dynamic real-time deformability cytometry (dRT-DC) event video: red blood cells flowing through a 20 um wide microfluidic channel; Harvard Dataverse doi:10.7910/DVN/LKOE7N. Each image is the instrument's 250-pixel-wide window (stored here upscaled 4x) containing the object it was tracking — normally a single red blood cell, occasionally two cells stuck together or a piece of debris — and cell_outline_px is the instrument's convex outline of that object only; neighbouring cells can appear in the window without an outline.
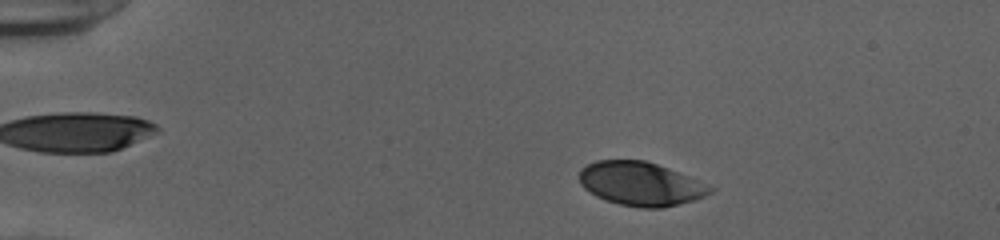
{"species": "human", "species_latin": "Homo sapiens", "temperature_condition": "cold", "stored_images_in_passage": 50, "camera_frame_rate_fps": 3000, "um_per_image_px": 0.085, "donor": {"sex": "female"}, "frame": {"image": 1, "passage_image": 7, "time_ms": 2.0, "image_size_px": [1000, 240], "cell_outline_px": [[716, 188], [712, 192], [704, 196], [692, 200], [664, 208], [640, 208], [620, 204], [604, 200], [596, 196], [584, 188], [580, 184], [580, 168], [596, 160], [644, 160], [668, 168], [688, 176]], "centroid_in_image_um": [54.44, 15.63], "position_along_channel_um": 30.6, "area_um2": 33.23}}
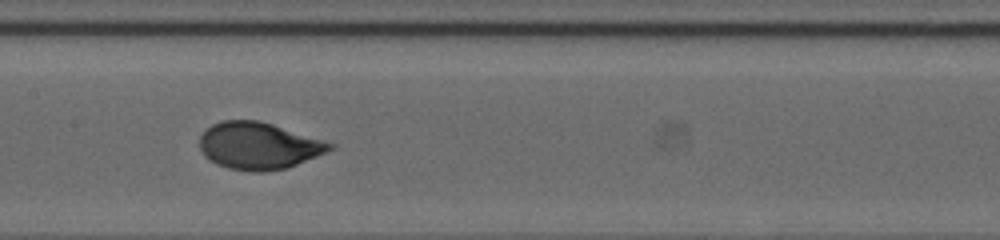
{"frame": {"image": 2, "passage_image": 25, "time_ms": 8.0, "image_size_px": [1000, 240], "cell_outline_px": [[336, 144], [332, 148], [316, 156], [288, 168], [264, 172], [252, 172], [228, 168], [216, 164], [208, 160], [204, 156], [200, 148], [200, 136], [212, 124], [220, 120], [260, 120]], "centroid_in_image_um": [21.95, 12.39], "position_along_channel_um": 185.4, "area_um2": 35.66}}
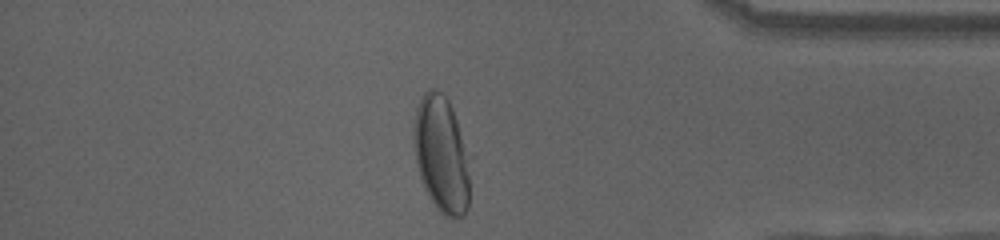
{"frame": {"image": 3, "passage_image": 43, "time_ms": 14.0, "image_size_px": [1000, 240], "cell_outline_px": [[472, 156], [468, 208], [464, 216], [444, 216], [436, 208], [428, 196], [424, 188], [416, 164], [412, 144], [412, 128], [416, 108], [424, 92], [428, 88], [436, 88], [448, 100], [452, 108]], "centroid_in_image_um": [37.55, 13.11], "position_along_channel_um": 397.7, "area_um2": 39.59}, "authors_computed_cell_mechanics": {"area_um2": 35.2002, "velocity_mm_per_s": 3.8942, "shape_relaxation_time_tau1_ms": 3.4285, "shape_relaxation_time_tau2_ms": null, "deformation_change_tau1": 0.1704, "deformation_change_tau2": null}}